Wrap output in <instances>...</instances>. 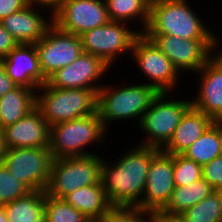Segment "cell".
Listing matches in <instances>:
<instances>
[{
	"label": "cell",
	"instance_id": "obj_1",
	"mask_svg": "<svg viewBox=\"0 0 222 222\" xmlns=\"http://www.w3.org/2000/svg\"><path fill=\"white\" fill-rule=\"evenodd\" d=\"M126 151L114 162L102 159L100 182L112 207L138 206L145 191L151 159L159 149L136 145Z\"/></svg>",
	"mask_w": 222,
	"mask_h": 222
},
{
	"label": "cell",
	"instance_id": "obj_2",
	"mask_svg": "<svg viewBox=\"0 0 222 222\" xmlns=\"http://www.w3.org/2000/svg\"><path fill=\"white\" fill-rule=\"evenodd\" d=\"M188 1L150 0L149 20L143 34L172 35L181 39H213L215 30L202 21V17L193 11Z\"/></svg>",
	"mask_w": 222,
	"mask_h": 222
},
{
	"label": "cell",
	"instance_id": "obj_3",
	"mask_svg": "<svg viewBox=\"0 0 222 222\" xmlns=\"http://www.w3.org/2000/svg\"><path fill=\"white\" fill-rule=\"evenodd\" d=\"M117 86L102 84L97 92V113L106 130H109L112 121L137 119L139 124L143 114L160 93L155 87L140 82Z\"/></svg>",
	"mask_w": 222,
	"mask_h": 222
},
{
	"label": "cell",
	"instance_id": "obj_4",
	"mask_svg": "<svg viewBox=\"0 0 222 222\" xmlns=\"http://www.w3.org/2000/svg\"><path fill=\"white\" fill-rule=\"evenodd\" d=\"M107 130L99 114L54 124L50 127L49 148L53 159L83 157L97 153L87 151L92 144L103 143Z\"/></svg>",
	"mask_w": 222,
	"mask_h": 222
},
{
	"label": "cell",
	"instance_id": "obj_5",
	"mask_svg": "<svg viewBox=\"0 0 222 222\" xmlns=\"http://www.w3.org/2000/svg\"><path fill=\"white\" fill-rule=\"evenodd\" d=\"M35 106L51 127L97 112V92L92 89L51 87L47 82L36 91Z\"/></svg>",
	"mask_w": 222,
	"mask_h": 222
},
{
	"label": "cell",
	"instance_id": "obj_6",
	"mask_svg": "<svg viewBox=\"0 0 222 222\" xmlns=\"http://www.w3.org/2000/svg\"><path fill=\"white\" fill-rule=\"evenodd\" d=\"M171 95L169 92L159 93L143 114L137 126L145 136L138 145L161 150L169 142L182 116L191 106V99L174 100Z\"/></svg>",
	"mask_w": 222,
	"mask_h": 222
},
{
	"label": "cell",
	"instance_id": "obj_7",
	"mask_svg": "<svg viewBox=\"0 0 222 222\" xmlns=\"http://www.w3.org/2000/svg\"><path fill=\"white\" fill-rule=\"evenodd\" d=\"M102 159L99 154L53 159L46 195L63 199L78 188L98 184Z\"/></svg>",
	"mask_w": 222,
	"mask_h": 222
},
{
	"label": "cell",
	"instance_id": "obj_8",
	"mask_svg": "<svg viewBox=\"0 0 222 222\" xmlns=\"http://www.w3.org/2000/svg\"><path fill=\"white\" fill-rule=\"evenodd\" d=\"M130 27L131 24L125 22L110 21L84 32L80 35L83 52L102 58L112 67L122 53L126 55L132 51L135 40L141 34L139 29L134 31Z\"/></svg>",
	"mask_w": 222,
	"mask_h": 222
},
{
	"label": "cell",
	"instance_id": "obj_9",
	"mask_svg": "<svg viewBox=\"0 0 222 222\" xmlns=\"http://www.w3.org/2000/svg\"><path fill=\"white\" fill-rule=\"evenodd\" d=\"M129 54L144 77H147L146 81L149 80L145 84L155 87L160 93L173 94V91L178 90L180 73L168 57L143 33L137 37Z\"/></svg>",
	"mask_w": 222,
	"mask_h": 222
},
{
	"label": "cell",
	"instance_id": "obj_10",
	"mask_svg": "<svg viewBox=\"0 0 222 222\" xmlns=\"http://www.w3.org/2000/svg\"><path fill=\"white\" fill-rule=\"evenodd\" d=\"M53 157L49 146L6 149L3 164L31 191H45Z\"/></svg>",
	"mask_w": 222,
	"mask_h": 222
},
{
	"label": "cell",
	"instance_id": "obj_11",
	"mask_svg": "<svg viewBox=\"0 0 222 222\" xmlns=\"http://www.w3.org/2000/svg\"><path fill=\"white\" fill-rule=\"evenodd\" d=\"M35 46L46 79L57 70L71 64L83 52L80 36L62 31L53 23Z\"/></svg>",
	"mask_w": 222,
	"mask_h": 222
},
{
	"label": "cell",
	"instance_id": "obj_12",
	"mask_svg": "<svg viewBox=\"0 0 222 222\" xmlns=\"http://www.w3.org/2000/svg\"><path fill=\"white\" fill-rule=\"evenodd\" d=\"M60 30L77 36L110 22L105 0H67L52 14Z\"/></svg>",
	"mask_w": 222,
	"mask_h": 222
},
{
	"label": "cell",
	"instance_id": "obj_13",
	"mask_svg": "<svg viewBox=\"0 0 222 222\" xmlns=\"http://www.w3.org/2000/svg\"><path fill=\"white\" fill-rule=\"evenodd\" d=\"M168 57L181 74L195 75L211 56L212 39H181L172 35H145Z\"/></svg>",
	"mask_w": 222,
	"mask_h": 222
},
{
	"label": "cell",
	"instance_id": "obj_14",
	"mask_svg": "<svg viewBox=\"0 0 222 222\" xmlns=\"http://www.w3.org/2000/svg\"><path fill=\"white\" fill-rule=\"evenodd\" d=\"M110 68L112 67L102 58L82 52L71 64L53 73L47 79V83L54 88H81L98 92L102 86L99 83L102 82L101 79L105 77L104 75L111 70Z\"/></svg>",
	"mask_w": 222,
	"mask_h": 222
},
{
	"label": "cell",
	"instance_id": "obj_15",
	"mask_svg": "<svg viewBox=\"0 0 222 222\" xmlns=\"http://www.w3.org/2000/svg\"><path fill=\"white\" fill-rule=\"evenodd\" d=\"M174 188L173 155L159 150L151 159L145 191L136 208L160 212L169 202Z\"/></svg>",
	"mask_w": 222,
	"mask_h": 222
},
{
	"label": "cell",
	"instance_id": "obj_16",
	"mask_svg": "<svg viewBox=\"0 0 222 222\" xmlns=\"http://www.w3.org/2000/svg\"><path fill=\"white\" fill-rule=\"evenodd\" d=\"M7 76L17 85L35 92L47 82L35 44L20 43L0 59Z\"/></svg>",
	"mask_w": 222,
	"mask_h": 222
},
{
	"label": "cell",
	"instance_id": "obj_17",
	"mask_svg": "<svg viewBox=\"0 0 222 222\" xmlns=\"http://www.w3.org/2000/svg\"><path fill=\"white\" fill-rule=\"evenodd\" d=\"M6 149L49 146L50 126L35 106L16 123L2 129Z\"/></svg>",
	"mask_w": 222,
	"mask_h": 222
},
{
	"label": "cell",
	"instance_id": "obj_18",
	"mask_svg": "<svg viewBox=\"0 0 222 222\" xmlns=\"http://www.w3.org/2000/svg\"><path fill=\"white\" fill-rule=\"evenodd\" d=\"M196 73L200 84L191 105L215 122H222V69L209 59Z\"/></svg>",
	"mask_w": 222,
	"mask_h": 222
},
{
	"label": "cell",
	"instance_id": "obj_19",
	"mask_svg": "<svg viewBox=\"0 0 222 222\" xmlns=\"http://www.w3.org/2000/svg\"><path fill=\"white\" fill-rule=\"evenodd\" d=\"M42 10L45 11V8L30 2L22 10L4 18L1 23L18 44H35L44 37L47 28L53 23L52 15L44 17Z\"/></svg>",
	"mask_w": 222,
	"mask_h": 222
},
{
	"label": "cell",
	"instance_id": "obj_20",
	"mask_svg": "<svg viewBox=\"0 0 222 222\" xmlns=\"http://www.w3.org/2000/svg\"><path fill=\"white\" fill-rule=\"evenodd\" d=\"M214 122L212 118L191 105L161 151L169 155L183 154Z\"/></svg>",
	"mask_w": 222,
	"mask_h": 222
},
{
	"label": "cell",
	"instance_id": "obj_21",
	"mask_svg": "<svg viewBox=\"0 0 222 222\" xmlns=\"http://www.w3.org/2000/svg\"><path fill=\"white\" fill-rule=\"evenodd\" d=\"M63 200L94 222H98L112 208L101 182L78 188L66 195Z\"/></svg>",
	"mask_w": 222,
	"mask_h": 222
},
{
	"label": "cell",
	"instance_id": "obj_22",
	"mask_svg": "<svg viewBox=\"0 0 222 222\" xmlns=\"http://www.w3.org/2000/svg\"><path fill=\"white\" fill-rule=\"evenodd\" d=\"M36 104V92L17 86L0 98V130L24 118Z\"/></svg>",
	"mask_w": 222,
	"mask_h": 222
},
{
	"label": "cell",
	"instance_id": "obj_23",
	"mask_svg": "<svg viewBox=\"0 0 222 222\" xmlns=\"http://www.w3.org/2000/svg\"><path fill=\"white\" fill-rule=\"evenodd\" d=\"M213 191L215 189L203 178L186 186H175L169 202L160 212L168 216H179L188 208L204 200Z\"/></svg>",
	"mask_w": 222,
	"mask_h": 222
},
{
	"label": "cell",
	"instance_id": "obj_24",
	"mask_svg": "<svg viewBox=\"0 0 222 222\" xmlns=\"http://www.w3.org/2000/svg\"><path fill=\"white\" fill-rule=\"evenodd\" d=\"M3 206L8 222H46L45 191H30L25 196Z\"/></svg>",
	"mask_w": 222,
	"mask_h": 222
},
{
	"label": "cell",
	"instance_id": "obj_25",
	"mask_svg": "<svg viewBox=\"0 0 222 222\" xmlns=\"http://www.w3.org/2000/svg\"><path fill=\"white\" fill-rule=\"evenodd\" d=\"M222 122H214L182 155L203 166L220 156Z\"/></svg>",
	"mask_w": 222,
	"mask_h": 222
},
{
	"label": "cell",
	"instance_id": "obj_26",
	"mask_svg": "<svg viewBox=\"0 0 222 222\" xmlns=\"http://www.w3.org/2000/svg\"><path fill=\"white\" fill-rule=\"evenodd\" d=\"M111 21L135 24L140 21V33H143L149 20L150 0H105ZM142 22V23H141Z\"/></svg>",
	"mask_w": 222,
	"mask_h": 222
},
{
	"label": "cell",
	"instance_id": "obj_27",
	"mask_svg": "<svg viewBox=\"0 0 222 222\" xmlns=\"http://www.w3.org/2000/svg\"><path fill=\"white\" fill-rule=\"evenodd\" d=\"M178 217L183 222H222V199L215 190Z\"/></svg>",
	"mask_w": 222,
	"mask_h": 222
},
{
	"label": "cell",
	"instance_id": "obj_28",
	"mask_svg": "<svg viewBox=\"0 0 222 222\" xmlns=\"http://www.w3.org/2000/svg\"><path fill=\"white\" fill-rule=\"evenodd\" d=\"M45 221L87 222L88 219L63 199L47 196L45 193Z\"/></svg>",
	"mask_w": 222,
	"mask_h": 222
},
{
	"label": "cell",
	"instance_id": "obj_29",
	"mask_svg": "<svg viewBox=\"0 0 222 222\" xmlns=\"http://www.w3.org/2000/svg\"><path fill=\"white\" fill-rule=\"evenodd\" d=\"M173 176L175 186H186L203 178L202 166L182 154L173 155Z\"/></svg>",
	"mask_w": 222,
	"mask_h": 222
},
{
	"label": "cell",
	"instance_id": "obj_30",
	"mask_svg": "<svg viewBox=\"0 0 222 222\" xmlns=\"http://www.w3.org/2000/svg\"><path fill=\"white\" fill-rule=\"evenodd\" d=\"M30 191L24 183L10 173L4 164L0 165V205L13 202Z\"/></svg>",
	"mask_w": 222,
	"mask_h": 222
},
{
	"label": "cell",
	"instance_id": "obj_31",
	"mask_svg": "<svg viewBox=\"0 0 222 222\" xmlns=\"http://www.w3.org/2000/svg\"><path fill=\"white\" fill-rule=\"evenodd\" d=\"M154 212L136 207H112L98 222H153Z\"/></svg>",
	"mask_w": 222,
	"mask_h": 222
},
{
	"label": "cell",
	"instance_id": "obj_32",
	"mask_svg": "<svg viewBox=\"0 0 222 222\" xmlns=\"http://www.w3.org/2000/svg\"><path fill=\"white\" fill-rule=\"evenodd\" d=\"M203 179L215 190L222 186V157L218 156L202 166Z\"/></svg>",
	"mask_w": 222,
	"mask_h": 222
},
{
	"label": "cell",
	"instance_id": "obj_33",
	"mask_svg": "<svg viewBox=\"0 0 222 222\" xmlns=\"http://www.w3.org/2000/svg\"><path fill=\"white\" fill-rule=\"evenodd\" d=\"M30 0H0V22L9 15L22 10Z\"/></svg>",
	"mask_w": 222,
	"mask_h": 222
},
{
	"label": "cell",
	"instance_id": "obj_34",
	"mask_svg": "<svg viewBox=\"0 0 222 222\" xmlns=\"http://www.w3.org/2000/svg\"><path fill=\"white\" fill-rule=\"evenodd\" d=\"M18 45V42L3 27L0 22V59L5 57L12 49Z\"/></svg>",
	"mask_w": 222,
	"mask_h": 222
},
{
	"label": "cell",
	"instance_id": "obj_35",
	"mask_svg": "<svg viewBox=\"0 0 222 222\" xmlns=\"http://www.w3.org/2000/svg\"><path fill=\"white\" fill-rule=\"evenodd\" d=\"M221 39L216 36L215 32L213 35L212 43H211V56L210 59L222 69V46L220 43ZM220 44V45H219ZM220 46V48H219Z\"/></svg>",
	"mask_w": 222,
	"mask_h": 222
},
{
	"label": "cell",
	"instance_id": "obj_36",
	"mask_svg": "<svg viewBox=\"0 0 222 222\" xmlns=\"http://www.w3.org/2000/svg\"><path fill=\"white\" fill-rule=\"evenodd\" d=\"M16 87L17 85L7 76L4 67L0 63V98Z\"/></svg>",
	"mask_w": 222,
	"mask_h": 222
},
{
	"label": "cell",
	"instance_id": "obj_37",
	"mask_svg": "<svg viewBox=\"0 0 222 222\" xmlns=\"http://www.w3.org/2000/svg\"><path fill=\"white\" fill-rule=\"evenodd\" d=\"M65 1L67 0H30V2L45 8V14L49 10L47 13L51 12L50 15L54 14Z\"/></svg>",
	"mask_w": 222,
	"mask_h": 222
},
{
	"label": "cell",
	"instance_id": "obj_38",
	"mask_svg": "<svg viewBox=\"0 0 222 222\" xmlns=\"http://www.w3.org/2000/svg\"><path fill=\"white\" fill-rule=\"evenodd\" d=\"M153 222H183L178 216H168L161 212H154Z\"/></svg>",
	"mask_w": 222,
	"mask_h": 222
},
{
	"label": "cell",
	"instance_id": "obj_39",
	"mask_svg": "<svg viewBox=\"0 0 222 222\" xmlns=\"http://www.w3.org/2000/svg\"><path fill=\"white\" fill-rule=\"evenodd\" d=\"M5 151H6V146L4 144V137L2 130H0V165H2L4 162Z\"/></svg>",
	"mask_w": 222,
	"mask_h": 222
},
{
	"label": "cell",
	"instance_id": "obj_40",
	"mask_svg": "<svg viewBox=\"0 0 222 222\" xmlns=\"http://www.w3.org/2000/svg\"><path fill=\"white\" fill-rule=\"evenodd\" d=\"M0 222H8V219L5 213V208L3 205H0Z\"/></svg>",
	"mask_w": 222,
	"mask_h": 222
},
{
	"label": "cell",
	"instance_id": "obj_41",
	"mask_svg": "<svg viewBox=\"0 0 222 222\" xmlns=\"http://www.w3.org/2000/svg\"><path fill=\"white\" fill-rule=\"evenodd\" d=\"M216 191L219 193V195L222 199V186H220Z\"/></svg>",
	"mask_w": 222,
	"mask_h": 222
},
{
	"label": "cell",
	"instance_id": "obj_42",
	"mask_svg": "<svg viewBox=\"0 0 222 222\" xmlns=\"http://www.w3.org/2000/svg\"><path fill=\"white\" fill-rule=\"evenodd\" d=\"M220 156L222 157V145H221V151H220Z\"/></svg>",
	"mask_w": 222,
	"mask_h": 222
}]
</instances>
